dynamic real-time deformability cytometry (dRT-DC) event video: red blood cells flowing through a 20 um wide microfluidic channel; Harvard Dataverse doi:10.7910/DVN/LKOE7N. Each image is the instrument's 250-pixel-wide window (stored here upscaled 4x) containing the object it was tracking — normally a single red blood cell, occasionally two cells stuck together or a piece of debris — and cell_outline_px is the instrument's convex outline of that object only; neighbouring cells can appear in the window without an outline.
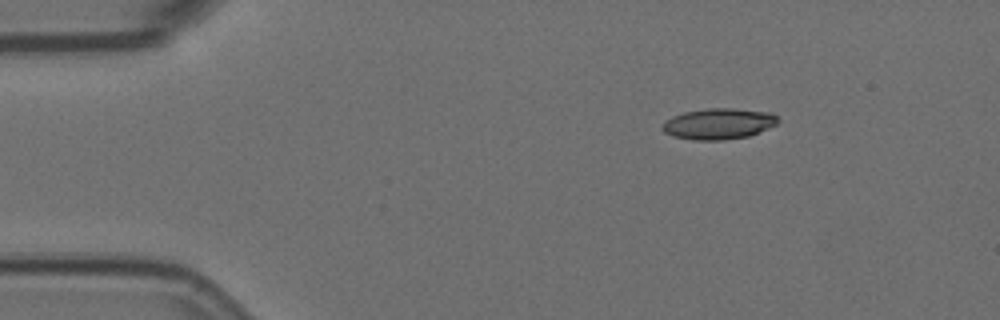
{"species": "Egyptian fruit bat (a non-hibernating species)", "species_latin": "Rousettus aegyptiacus", "temperature_condition": "room temperature", "stored_images_in_passage": 47, "camera_frame_rate_fps": 3000, "um_per_image_px": 0.085, "animal": {"sex": "female"}, "frame": {"image": 1, "passage_image": 1, "time_ms": 0.0, "image_size_px": [1000, 320], "cell_outline_px": [[780, 120], [776, 124], [748, 136], [724, 140], [692, 140], [672, 136], [664, 132], [660, 128], [672, 116], [684, 112], [708, 108], [732, 108], [772, 112]], "centroid_in_image_um": [61.07, 10.52], "position_along_channel_um": 23.9, "area_um2": 20.81}}
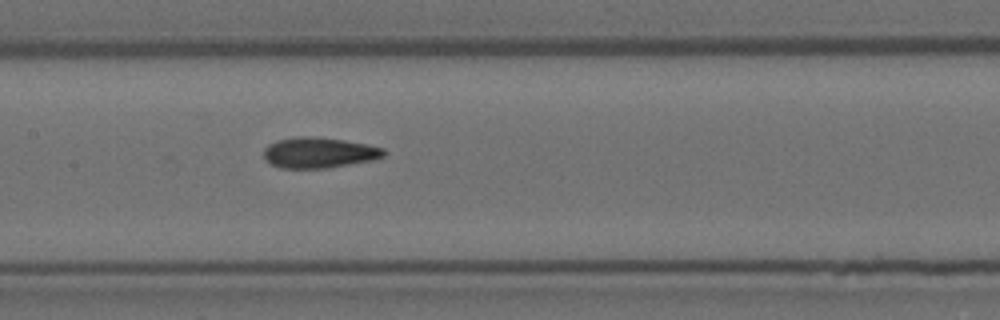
{"frame": {"image": 2, "passage_image": 20, "time_ms": 6.333, "image_size_px": [1000, 320], "cell_outline_px": [[388, 152], [384, 156], [372, 160], [328, 168], [280, 168], [272, 164], [264, 156], [264, 148], [268, 144], [276, 140], [296, 136], [308, 136], [340, 140], [364, 144], [384, 148]], "centroid_in_image_um": [27.1, 12.98], "position_along_channel_um": 180.3, "area_um2": 21.27}}
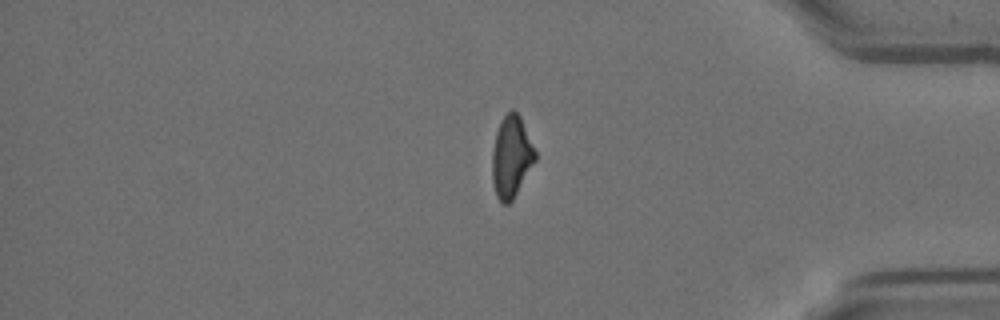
{"frame": {"image": 3, "passage_image": 40, "time_ms": 13.0, "image_size_px": [1000, 320], "cell_outline_px": [[536, 160], [512, 200], [508, 204], [500, 204], [496, 196], [492, 180], [492, 152], [496, 132], [500, 120], [512, 108], [520, 116], [536, 152]], "centroid_in_image_um": [43.45, 13.33], "position_along_channel_um": 391.8, "area_um2": 20.46}}